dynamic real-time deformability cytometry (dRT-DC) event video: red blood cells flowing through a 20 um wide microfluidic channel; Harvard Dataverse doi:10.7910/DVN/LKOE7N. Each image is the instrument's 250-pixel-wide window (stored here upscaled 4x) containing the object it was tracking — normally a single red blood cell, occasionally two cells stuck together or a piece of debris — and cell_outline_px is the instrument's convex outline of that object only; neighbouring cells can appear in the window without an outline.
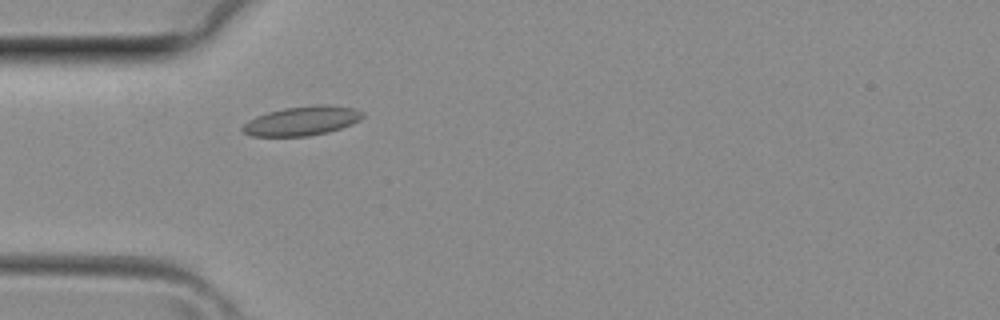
{"species": "common noctule bat (a hibernating species)", "species_latin": "Nyctalus noctula", "temperature_condition": "room temperature", "stored_images_in_passage": 34, "camera_frame_rate_fps": 3000, "um_per_image_px": 0.085, "animal": {"sex": "female", "body_mass_g": 29.2, "forearm_length_mm": 56.3}, "frame": {"image": 1, "passage_image": 7, "time_ms": 2.0, "image_size_px": [1000, 320], "cell_outline_px": [[364, 116], [360, 120], [352, 124], [328, 132], [308, 136], [252, 136], [244, 132], [240, 128], [248, 120], [256, 116], [268, 112], [284, 108], [320, 104], [328, 104], [356, 108], [364, 112]], "centroid_in_image_um": [25.7, 10.26], "position_along_channel_um": 59.3, "area_um2": 20.58}}
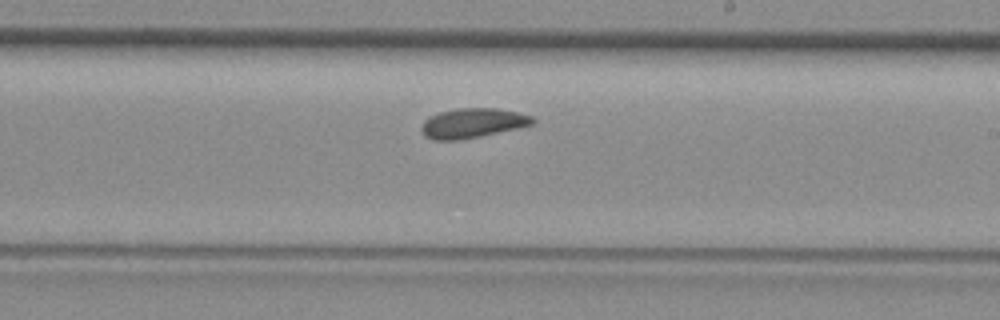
{"frame": {"image": 2, "passage_image": 18, "time_ms": 5.667, "image_size_px": [1000, 320], "cell_outline_px": [[536, 120], [532, 124], [520, 128], [460, 140], [432, 140], [424, 136], [420, 132], [420, 124], [428, 116], [440, 112], [456, 108], [496, 108], [516, 112], [532, 116]], "centroid_in_image_um": [40.11, 10.47], "position_along_channel_um": 248.9, "area_um2": 19.48}}
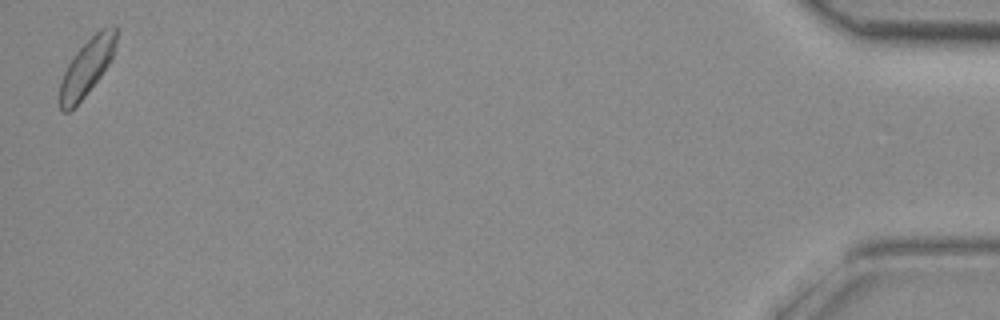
{"frame": {"image": 3, "passage_image": 34, "time_ms": 11.0, "image_size_px": [1000, 320], "cell_outline_px": [[116, 40], [112, 56], [108, 64], [100, 76], [84, 96], [68, 112], [64, 112], [60, 108], [60, 80], [68, 64], [76, 52], [100, 28], [116, 24]], "centroid_in_image_um": [7.38, 5.68], "position_along_channel_um": 427.8, "area_um2": 18.09}}